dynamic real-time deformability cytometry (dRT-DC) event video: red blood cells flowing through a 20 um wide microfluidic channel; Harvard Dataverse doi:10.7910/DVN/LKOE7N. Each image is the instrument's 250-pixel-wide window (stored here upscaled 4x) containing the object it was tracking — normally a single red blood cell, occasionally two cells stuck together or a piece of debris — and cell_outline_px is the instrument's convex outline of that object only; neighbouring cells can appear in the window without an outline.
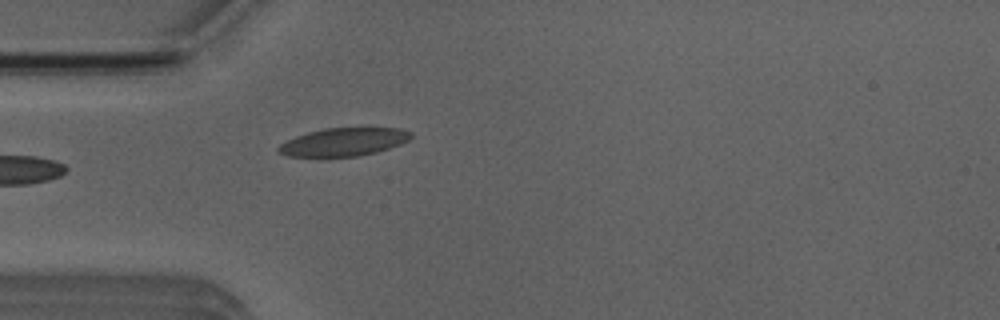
{"species": "Egyptian fruit bat (a non-hibernating species)", "species_latin": "Rousettus aegyptiacus", "temperature_condition": "room temperature", "stored_images_in_passage": 4, "camera_frame_rate_fps": 3000, "um_per_image_px": 0.085, "animal": {"sex": "male"}, "frame": {"image": 1, "passage_image": 4, "time_ms": 3.333, "image_size_px": [1000, 320], "cell_outline_px": [[412, 136], [408, 140], [400, 144], [376, 152], [360, 156], [288, 156], [276, 152], [276, 148], [280, 144], [296, 136], [308, 132], [324, 128], [400, 128], [412, 132]], "centroid_in_image_um": [29.2, 12.06], "position_along_channel_um": 55.8, "area_um2": 21.56}}